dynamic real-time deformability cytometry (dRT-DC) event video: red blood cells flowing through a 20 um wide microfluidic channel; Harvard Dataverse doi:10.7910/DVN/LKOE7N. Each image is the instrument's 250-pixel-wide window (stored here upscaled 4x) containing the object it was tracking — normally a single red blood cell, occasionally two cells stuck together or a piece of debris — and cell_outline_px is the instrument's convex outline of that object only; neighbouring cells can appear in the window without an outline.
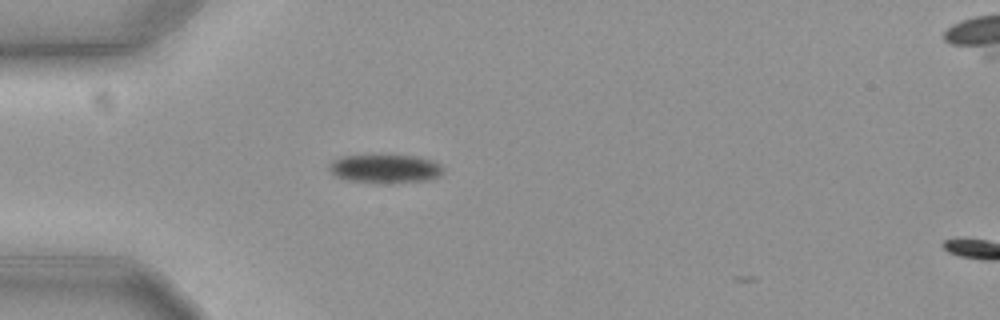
{"species": "common noctule bat (a hibernating species)", "species_latin": "Nyctalus noctula", "temperature_condition": "cold", "stored_images_in_passage": 4, "camera_frame_rate_fps": 3000, "um_per_image_px": 0.085, "animal": {"sex": "female", "body_mass_g": 19.3, "forearm_length_mm": 54.1}, "frame": {"image": 1, "passage_image": 2, "time_ms": 0.333, "image_size_px": [1000, 320], "cell_outline_px": [[444, 172], [440, 176], [428, 180], [392, 184], [348, 180], [336, 176], [328, 168], [328, 164], [332, 160], [340, 156], [416, 156], [432, 160], [440, 164], [444, 168]], "centroid_in_image_um": [32.77, 14.36], "position_along_channel_um": 52.2, "area_um2": 19.13}}